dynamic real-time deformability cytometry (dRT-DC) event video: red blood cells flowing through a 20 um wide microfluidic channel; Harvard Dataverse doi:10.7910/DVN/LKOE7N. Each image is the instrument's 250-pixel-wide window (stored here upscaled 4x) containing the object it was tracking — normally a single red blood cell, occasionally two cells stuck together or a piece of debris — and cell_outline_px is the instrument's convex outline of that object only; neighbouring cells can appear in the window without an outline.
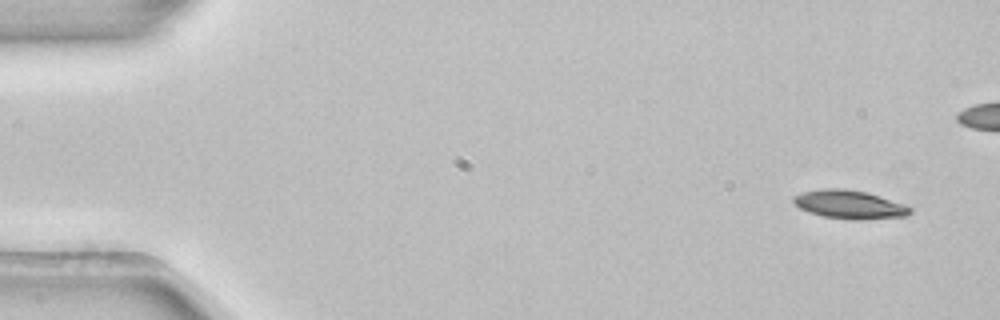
{"species": "common noctule bat (a hibernating species)", "species_latin": "Nyctalus noctula", "temperature_condition": "room temperature", "stored_images_in_passage": 4, "camera_frame_rate_fps": 3000, "um_per_image_px": 0.085, "animal": {"sex": "female", "body_mass_g": 22.7, "forearm_length_mm": 54.2}, "frame": {"image": 1, "passage_image": 1, "time_ms": 0.0, "image_size_px": [1000, 320], "cell_outline_px": [[912, 212], [908, 216], [864, 220], [852, 220], [824, 216], [808, 212], [800, 208], [792, 200], [792, 196], [804, 192], [820, 188], [844, 188], [868, 192], [904, 204], [912, 208]], "centroid_in_image_um": [72.23, 17.38], "position_along_channel_um": 12.8, "area_um2": 19.59}}